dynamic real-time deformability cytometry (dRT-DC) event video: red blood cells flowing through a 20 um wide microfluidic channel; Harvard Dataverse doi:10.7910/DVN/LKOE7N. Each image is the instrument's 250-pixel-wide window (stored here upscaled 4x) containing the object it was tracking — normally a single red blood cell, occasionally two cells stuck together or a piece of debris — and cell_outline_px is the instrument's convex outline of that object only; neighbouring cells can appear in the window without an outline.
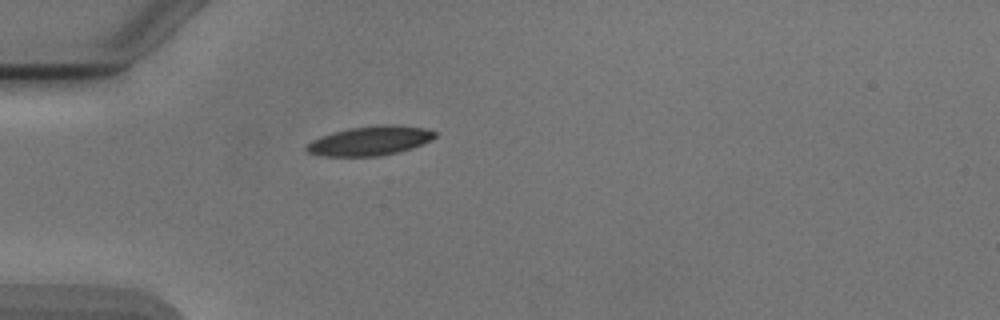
{"species": "Egyptian fruit bat (a non-hibernating species)", "species_latin": "Rousettus aegyptiacus", "temperature_condition": "cold", "stored_images_in_passage": 5, "camera_frame_rate_fps": 3000, "um_per_image_px": 0.085, "animal": {"sex": "male"}, "frame": {"image": 1, "passage_image": 5, "time_ms": 5.0, "image_size_px": [1000, 320], "cell_outline_px": [[436, 136], [432, 140], [412, 148], [380, 156], [324, 156], [308, 152], [304, 148], [312, 140], [336, 132], [352, 128], [376, 124], [392, 124], [428, 128], [436, 132]], "centroid_in_image_um": [31.52, 11.96], "position_along_channel_um": 53.5, "area_um2": 21.79}}